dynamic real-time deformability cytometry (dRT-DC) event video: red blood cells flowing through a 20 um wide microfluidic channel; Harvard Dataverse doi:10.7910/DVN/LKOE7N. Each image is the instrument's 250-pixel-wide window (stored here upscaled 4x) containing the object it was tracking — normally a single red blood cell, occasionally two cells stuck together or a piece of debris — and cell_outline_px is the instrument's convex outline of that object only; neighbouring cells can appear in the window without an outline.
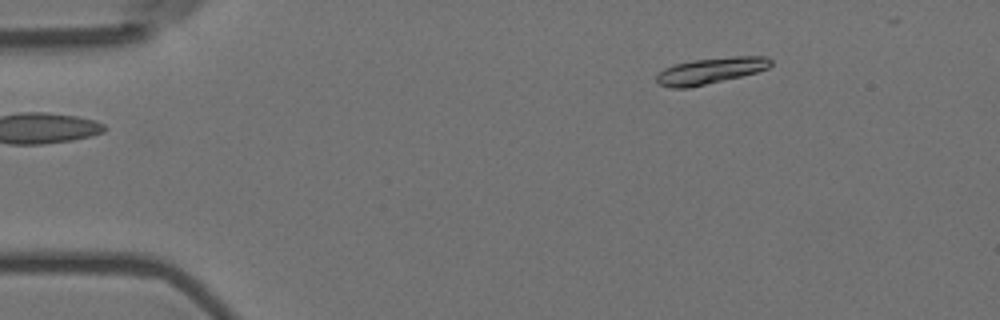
{"species": "Egyptian fruit bat (a non-hibernating species)", "species_latin": "Rousettus aegyptiacus", "temperature_condition": "room temperature", "stored_images_in_passage": 4, "camera_frame_rate_fps": 3000, "um_per_image_px": 0.085, "animal": {"sex": "female"}, "frame": {"image": 1, "passage_image": 4, "time_ms": 1.0, "image_size_px": [1000, 320], "cell_outline_px": [[772, 64], [768, 68], [756, 72], [740, 76], [688, 88], [672, 88], [660, 84], [656, 80], [656, 76], [664, 68], [676, 64], [692, 60], [732, 56], [768, 56], [772, 60]], "centroid_in_image_um": [60.42, 6.0], "position_along_channel_um": 24.6, "area_um2": 17.28}}